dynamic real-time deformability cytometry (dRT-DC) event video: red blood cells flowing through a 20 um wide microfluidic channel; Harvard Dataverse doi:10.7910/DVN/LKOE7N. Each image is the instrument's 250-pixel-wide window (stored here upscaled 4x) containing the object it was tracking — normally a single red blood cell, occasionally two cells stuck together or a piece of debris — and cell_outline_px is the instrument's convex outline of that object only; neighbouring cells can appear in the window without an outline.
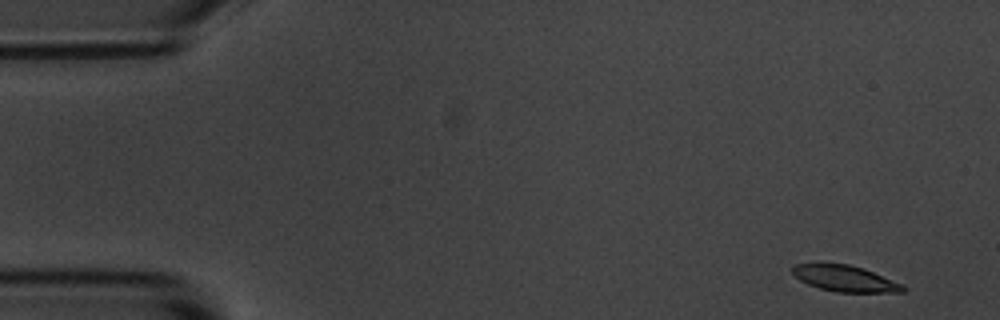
{"species": "common noctule bat (a hibernating species)", "species_latin": "Nyctalus noctula", "temperature_condition": "room temperature", "stored_images_in_passage": 5, "camera_frame_rate_fps": 3000, "um_per_image_px": 0.085, "animal": {"sex": "male", "body_mass_g": 20.1, "forearm_length_mm": 53.5}, "frame": {"image": 1, "passage_image": 1, "time_ms": 0.0, "image_size_px": [1000, 320], "cell_outline_px": [[908, 288], [904, 292], [836, 292], [820, 288], [808, 284], [800, 280], [792, 272], [792, 268], [796, 264], [848, 264], [864, 268], [900, 284]], "centroid_in_image_um": [71.83, 23.68], "position_along_channel_um": 13.2, "area_um2": 16.47}}
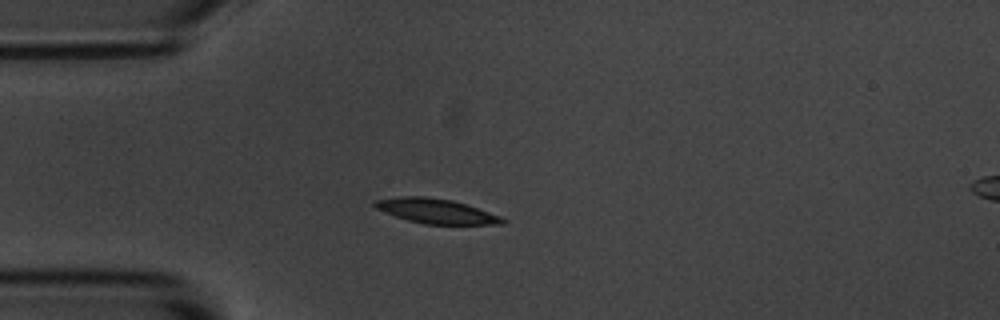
{"frame": {"image": 2, "passage_image": 4, "time_ms": 3.667, "image_size_px": [1000, 320], "cell_outline_px": [[508, 220], [504, 224], [424, 224], [408, 220], [384, 212], [376, 208], [372, 204], [376, 200], [400, 196], [424, 196], [452, 200], [500, 216]], "centroid_in_image_um": [37.05, 17.94], "position_along_channel_um": 47.9, "area_um2": 18.15}}